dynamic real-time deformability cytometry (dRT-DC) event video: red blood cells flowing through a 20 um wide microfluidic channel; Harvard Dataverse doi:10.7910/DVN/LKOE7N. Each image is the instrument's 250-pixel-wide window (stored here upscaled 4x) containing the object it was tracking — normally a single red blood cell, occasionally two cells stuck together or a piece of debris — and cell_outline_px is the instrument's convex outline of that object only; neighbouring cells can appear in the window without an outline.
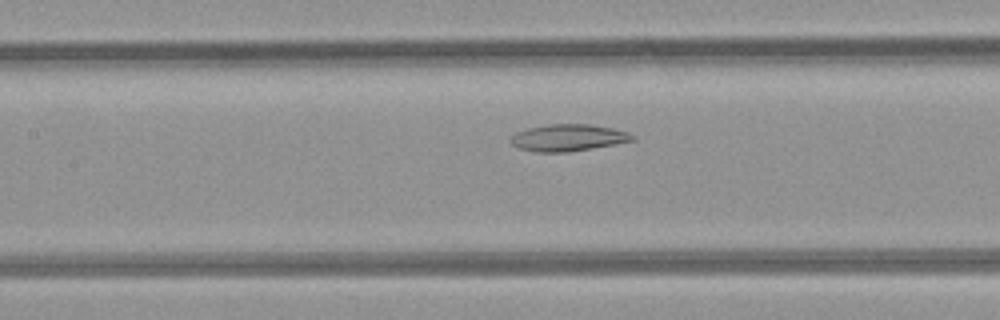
{"species": "common noctule bat (a hibernating species)", "species_latin": "Nyctalus noctula", "temperature_condition": "room temperature", "stored_images_in_passage": 36, "camera_frame_rate_fps": 3000, "um_per_image_px": 0.085, "animal": {"sex": "female", "body_mass_g": 21.9}, "frame": {"image": 1, "passage_image": 16, "time_ms": 5.0, "image_size_px": [1000, 320], "cell_outline_px": [[636, 140], [592, 148], [568, 152], [536, 152], [520, 148], [512, 144], [508, 140], [516, 132], [528, 128], [548, 124], [588, 124], [612, 128], [628, 132], [636, 136]], "centroid_in_image_um": [48.29, 11.7], "position_along_channel_um": 159.1, "area_um2": 19.02}}
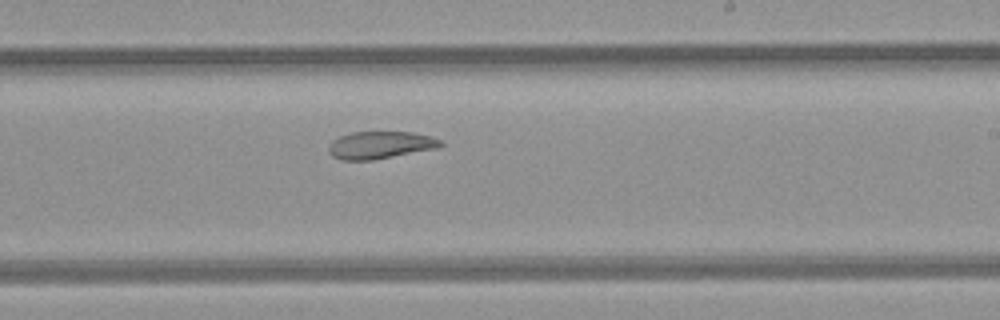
{"frame": {"image": 2, "passage_image": 23, "time_ms": 7.333, "image_size_px": [1000, 320], "cell_outline_px": [[444, 144], [440, 148], [372, 160], [340, 160], [332, 156], [328, 152], [328, 144], [332, 140], [340, 136], [352, 132], [412, 132], [432, 136], [440, 140]], "centroid_in_image_um": [32.32, 12.33], "position_along_channel_um": 256.7, "area_um2": 18.09}}
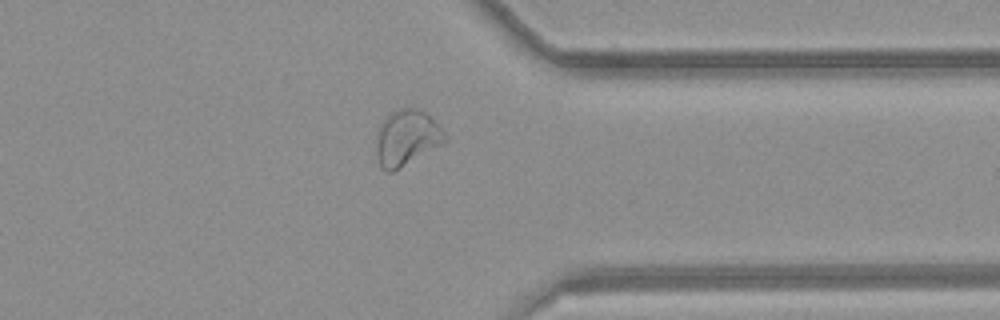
{"frame": {"image": 3, "passage_image": 32, "time_ms": 10.333, "image_size_px": [1000, 320], "cell_outline_px": [[448, 140], [444, 144], [392, 172], [388, 172], [380, 164], [376, 156], [376, 132], [380, 124], [396, 108], [420, 108], [448, 136]], "centroid_in_image_um": [34.56, 11.72], "position_along_channel_um": 376.8, "area_um2": 22.25}}